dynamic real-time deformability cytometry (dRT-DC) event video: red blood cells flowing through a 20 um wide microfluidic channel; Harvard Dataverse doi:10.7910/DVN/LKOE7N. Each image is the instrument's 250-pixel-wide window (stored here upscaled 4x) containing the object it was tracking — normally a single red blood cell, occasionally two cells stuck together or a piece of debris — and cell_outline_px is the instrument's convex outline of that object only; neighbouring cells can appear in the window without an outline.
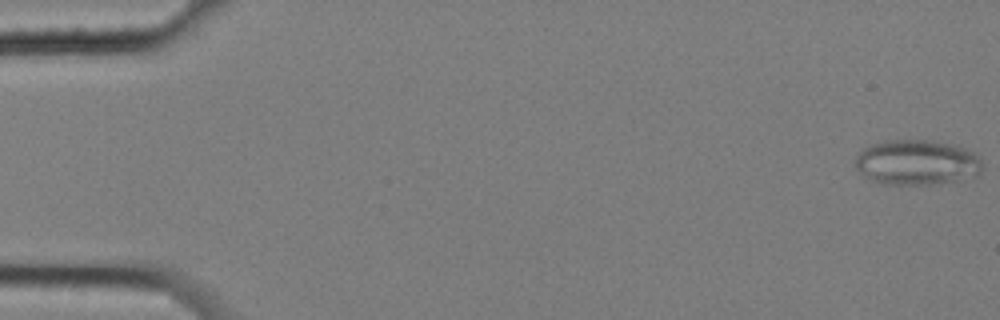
{"species": "common noctule bat (a hibernating species)", "species_latin": "Nyctalus noctula", "temperature_condition": "cold", "stored_images_in_passage": 5, "camera_frame_rate_fps": 3000, "um_per_image_px": 0.085, "animal": {"sex": "female", "body_mass_g": 25.1}, "frame": {"image": 1, "passage_image": 1, "time_ms": 0.0, "image_size_px": [1000, 320], "cell_outline_px": [[984, 164], [980, 172], [976, 176], [956, 180], [928, 184], [884, 184], [872, 180], [856, 168], [856, 156], [864, 148], [872, 144], [888, 140], [928, 140], [948, 144], [964, 148], [972, 152]], "centroid_in_image_um": [77.93, 13.8], "position_along_channel_um": 7.1, "area_um2": 32.95}}
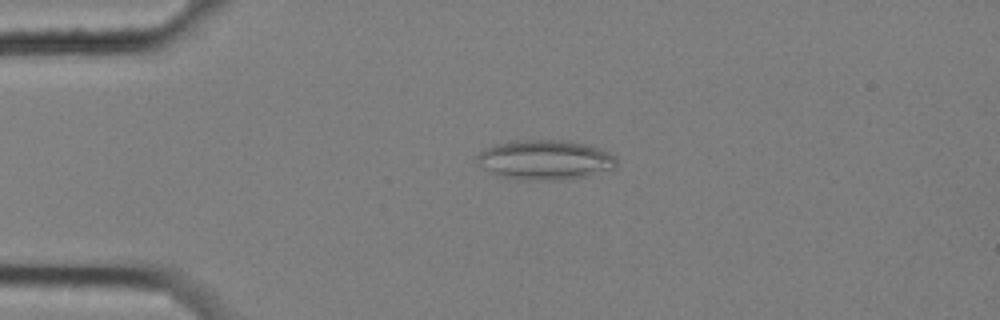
{"frame": {"image": 2, "passage_image": 4, "time_ms": 1.0, "image_size_px": [1000, 320], "cell_outline_px": [[616, 168], [584, 176], [564, 180], [524, 180], [504, 176], [480, 164], [476, 160], [476, 156], [480, 152], [496, 144], [524, 140], [568, 140], [600, 148], [616, 156]], "centroid_in_image_um": [46.41, 13.58], "position_along_channel_um": 38.6, "area_um2": 31.73}}